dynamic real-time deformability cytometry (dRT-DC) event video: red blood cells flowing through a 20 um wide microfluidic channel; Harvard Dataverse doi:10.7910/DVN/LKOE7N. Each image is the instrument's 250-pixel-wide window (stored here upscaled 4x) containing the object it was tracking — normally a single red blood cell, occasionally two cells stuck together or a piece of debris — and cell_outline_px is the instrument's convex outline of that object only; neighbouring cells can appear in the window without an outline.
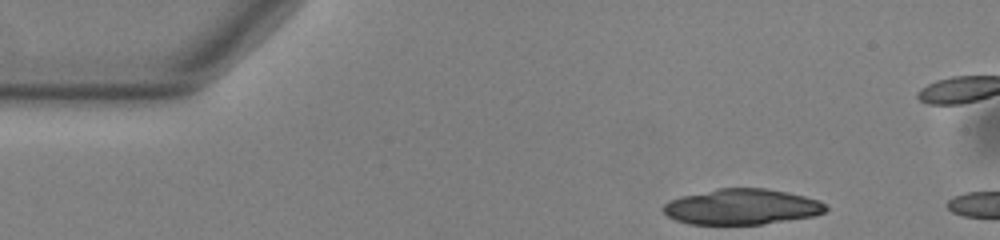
{"species": "common noctule bat (a hibernating species)", "species_latin": "Nyctalus noctula", "temperature_condition": "warm", "stored_images_in_passage": 4, "camera_frame_rate_fps": 3000, "um_per_image_px": 0.085, "animal": {"sex": "male", "body_mass_g": 13.0, "forearm_length_mm": 53.1}, "frame": {"image": 1, "passage_image": 1, "time_ms": 0.0, "image_size_px": [1000, 240], "cell_outline_px": [[828, 208], [824, 212], [816, 216], [764, 224], [688, 224], [676, 220], [668, 216], [660, 208], [668, 200], [680, 196], [720, 188], [764, 188], [788, 192], [820, 200]], "centroid_in_image_um": [63.05, 17.58], "position_along_channel_um": 22.0, "area_um2": 33.93}}